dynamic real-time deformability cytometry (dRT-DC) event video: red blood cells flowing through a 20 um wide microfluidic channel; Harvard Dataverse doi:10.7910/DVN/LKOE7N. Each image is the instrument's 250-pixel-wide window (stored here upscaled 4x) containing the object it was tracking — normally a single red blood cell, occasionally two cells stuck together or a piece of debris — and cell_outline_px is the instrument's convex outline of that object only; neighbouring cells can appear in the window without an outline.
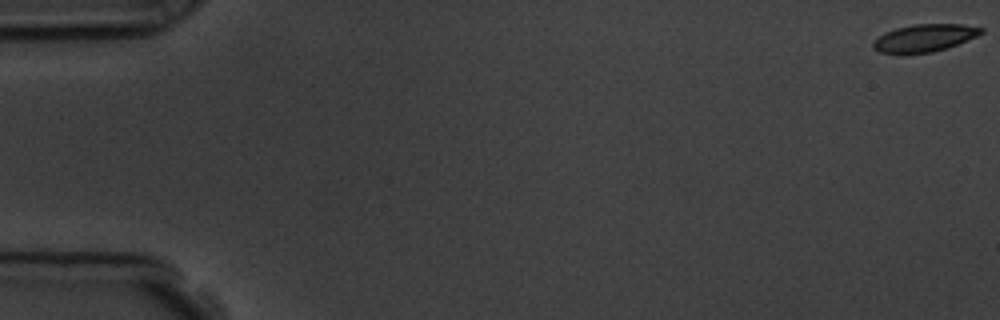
{"species": "common noctule bat (a hibernating species)", "species_latin": "Nyctalus noctula", "temperature_condition": "room temperature", "stored_images_in_passage": 58, "camera_frame_rate_fps": 3000, "um_per_image_px": 0.085, "animal": {"sex": "male", "body_mass_g": 19.5, "forearm_length_mm": 54.6}, "frame": {"image": 1, "passage_image": 1, "time_ms": 0.0, "image_size_px": [1000, 320], "cell_outline_px": [[984, 32], [976, 36], [956, 44], [932, 52], [880, 52], [872, 48], [872, 44], [884, 32], [896, 28], [912, 24], [964, 24], [984, 28]], "centroid_in_image_um": [78.6, 3.19], "position_along_channel_um": 6.4, "area_um2": 16.82}}
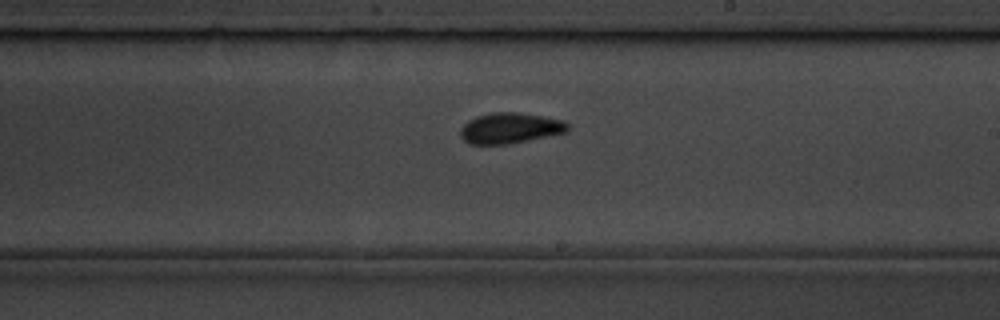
{"frame": {"image": 2, "passage_image": 34, "time_ms": 11.0, "image_size_px": [1000, 320], "cell_outline_px": [[568, 132], [508, 144], [468, 144], [460, 136], [460, 128], [468, 120], [476, 116], [492, 112], [516, 112], [564, 120], [568, 124]], "centroid_in_image_um": [43.33, 10.89], "position_along_channel_um": 245.7, "area_um2": 19.19}}
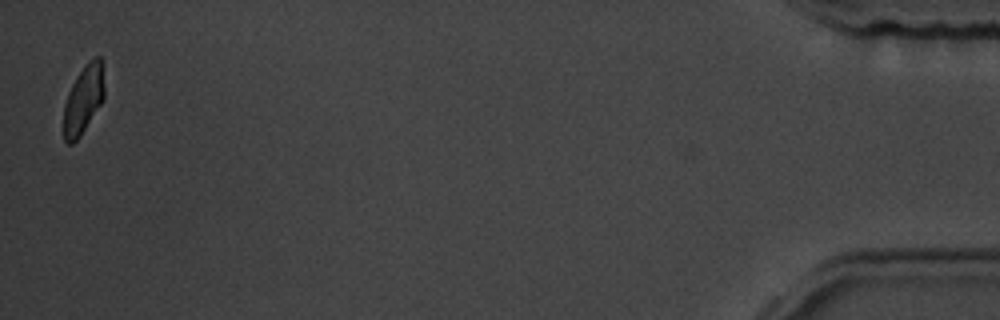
{"frame": {"image": 3, "passage_image": 57, "time_ms": 18.667, "image_size_px": [1000, 320], "cell_outline_px": [[104, 100], [80, 136], [72, 144], [68, 144], [64, 140], [64, 104], [68, 92], [76, 76], [84, 64], [88, 60], [96, 56], [100, 56], [104, 64]], "centroid_in_image_um": [7.12, 8.4], "position_along_channel_um": 428.1, "area_um2": 16.59}, "authors_computed_cell_mechanics": {"area_um2": 18.2937, "velocity_mm_per_s": 3.5902, "shape_relaxation_time_tau1_ms": 3.5778, "shape_relaxation_time_tau2_ms": 2.7419, "deformation_change_tau1": 0.1196, "deformation_change_tau2": 0.0697}}